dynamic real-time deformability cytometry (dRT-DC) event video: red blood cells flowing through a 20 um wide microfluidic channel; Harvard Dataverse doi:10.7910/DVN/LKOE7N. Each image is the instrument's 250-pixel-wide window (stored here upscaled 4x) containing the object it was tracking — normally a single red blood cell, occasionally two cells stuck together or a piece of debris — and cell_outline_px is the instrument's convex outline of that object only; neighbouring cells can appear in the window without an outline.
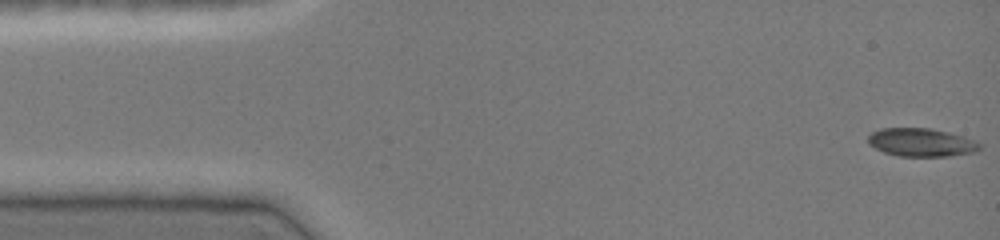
{"species": "common noctule bat (a hibernating species)", "species_latin": "Nyctalus noctula", "temperature_condition": "cold", "stored_images_in_passage": 45, "camera_frame_rate_fps": 3000, "um_per_image_px": 0.085, "animal": {"sex": "female", "body_mass_g": 19.0, "forearm_length_mm": 51.5}, "frame": {"image": 1, "passage_image": 1, "time_ms": 0.0, "image_size_px": [1000, 240], "cell_outline_px": [[980, 148], [976, 152], [948, 156], [900, 156], [884, 152], [868, 144], [868, 136], [872, 132], [880, 128], [932, 128], [964, 136], [976, 140], [980, 144]], "centroid_in_image_um": [78.32, 12.1], "position_along_channel_um": 6.7, "area_um2": 18.44}}
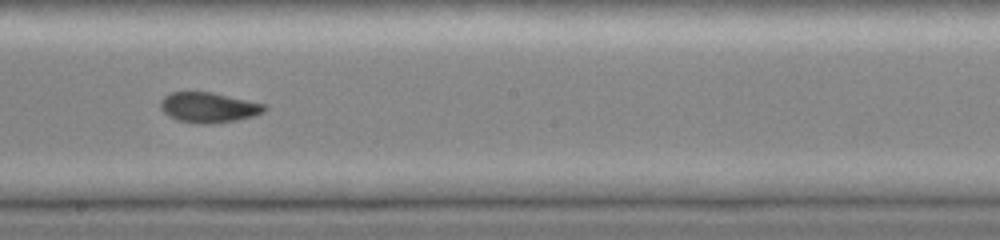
{"frame": {"image": 2, "passage_image": 26, "time_ms": 8.333, "image_size_px": [1000, 240], "cell_outline_px": [[268, 108], [264, 112], [252, 116], [236, 120], [208, 124], [204, 124], [176, 120], [168, 116], [160, 108], [160, 100], [164, 96], [172, 92], [212, 92], [268, 104]], "centroid_in_image_um": [17.75, 9.12], "position_along_channel_um": 230.5, "area_um2": 18.44}}
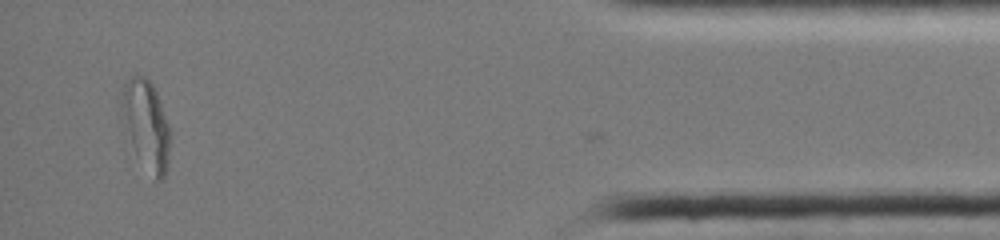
{"frame": {"image": 3, "passage_image": 44, "time_ms": 14.333, "image_size_px": [1000, 240], "cell_outline_px": [[172, 132], [168, 160], [164, 176], [160, 180], [156, 180], [136, 156], [120, 116], [120, 100], [124, 84], [132, 76], [140, 72], [152, 84], [156, 92]], "centroid_in_image_um": [12.41, 10.58], "position_along_channel_um": 422.8, "area_um2": 25.61}, "authors_computed_cell_mechanics": {"area_um2": 18.4382, "velocity_mm_per_s": 4.0893, "shape_relaxation_time_tau1_ms": null, "shape_relaxation_time_tau2_ms": 1.0123, "deformation_change_tau1": null, "deformation_change_tau2": 0.0477}}